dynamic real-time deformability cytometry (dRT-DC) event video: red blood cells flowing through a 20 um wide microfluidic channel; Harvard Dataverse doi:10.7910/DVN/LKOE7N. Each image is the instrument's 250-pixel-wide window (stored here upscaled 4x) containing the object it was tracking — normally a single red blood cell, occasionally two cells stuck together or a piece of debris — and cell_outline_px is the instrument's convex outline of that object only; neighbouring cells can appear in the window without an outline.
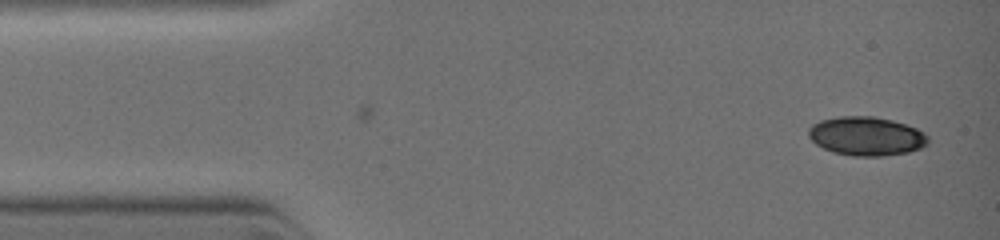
{"species": "common noctule bat (a hibernating species)", "species_latin": "Nyctalus noctula", "temperature_condition": "warm", "stored_images_in_passage": 3, "camera_frame_rate_fps": 3000, "um_per_image_px": 0.085, "animal": {"sex": "female", "body_mass_g": 19.0, "forearm_length_mm": 51.5}, "frame": {"image": 1, "passage_image": 1, "time_ms": 0.0, "image_size_px": [1000, 240], "cell_outline_px": [[928, 144], [920, 148], [908, 152], [880, 156], [852, 156], [832, 152], [816, 144], [808, 136], [808, 128], [812, 124], [820, 120], [840, 116], [872, 116], [892, 120], [916, 128], [924, 132], [928, 136]], "centroid_in_image_um": [73.62, 11.57], "position_along_channel_um": 11.4, "area_um2": 27.11}}